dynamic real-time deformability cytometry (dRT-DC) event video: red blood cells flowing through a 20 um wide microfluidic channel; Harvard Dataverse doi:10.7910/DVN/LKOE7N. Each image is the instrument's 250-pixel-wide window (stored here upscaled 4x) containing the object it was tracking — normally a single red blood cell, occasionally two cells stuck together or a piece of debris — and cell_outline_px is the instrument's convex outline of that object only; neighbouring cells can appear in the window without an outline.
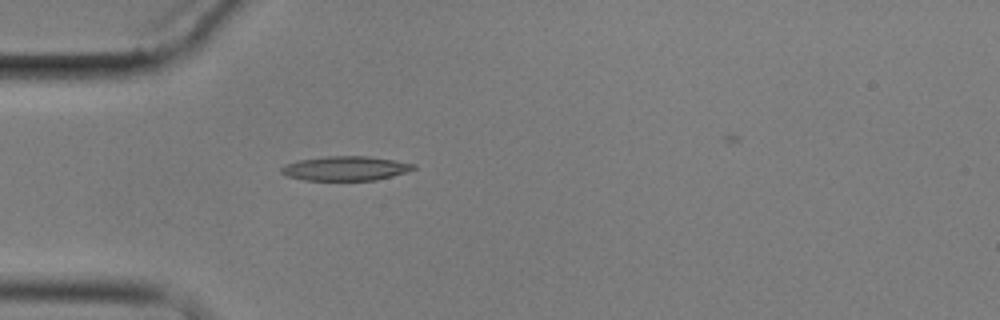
{"species": "common noctule bat (a hibernating species)", "species_latin": "Nyctalus noctula", "temperature_condition": "cold", "stored_images_in_passage": 5, "camera_frame_rate_fps": 3000, "um_per_image_px": 0.085, "animal": {"sex": "male", "body_mass_g": 17.9}, "frame": {"image": 1, "passage_image": 4, "time_ms": 4.667, "image_size_px": [1000, 320], "cell_outline_px": [[416, 168], [392, 176], [376, 180], [304, 180], [288, 176], [280, 172], [280, 168], [296, 160], [324, 156], [368, 156], [396, 160], [416, 164]], "centroid_in_image_um": [29.37, 14.3], "position_along_channel_um": 55.6, "area_um2": 18.79}}